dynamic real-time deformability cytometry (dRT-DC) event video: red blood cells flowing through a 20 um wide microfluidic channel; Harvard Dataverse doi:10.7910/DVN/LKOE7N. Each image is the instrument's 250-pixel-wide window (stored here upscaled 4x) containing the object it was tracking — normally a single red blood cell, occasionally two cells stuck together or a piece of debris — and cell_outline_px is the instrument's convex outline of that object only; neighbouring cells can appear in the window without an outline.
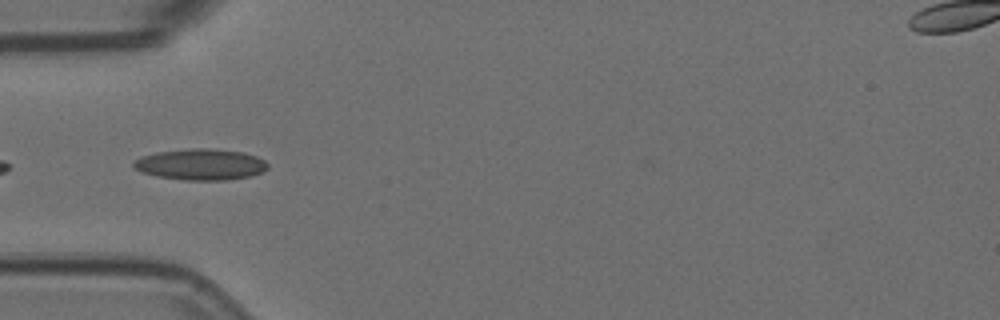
{"species": "Egyptian fruit bat (a non-hibernating species)", "species_latin": "Rousettus aegyptiacus", "temperature_condition": "room temperature", "stored_images_in_passage": 10, "camera_frame_rate_fps": 3000, "um_per_image_px": 0.085, "animal": {"sex": "female"}, "frame": {"image": 1, "passage_image": 4, "time_ms": 1.0, "image_size_px": [1000, 320], "cell_outline_px": [[268, 168], [264, 172], [252, 176], [224, 180], [184, 180], [156, 176], [140, 172], [132, 168], [132, 164], [140, 156], [156, 152], [188, 148], [208, 148], [244, 152], [256, 156], [264, 160], [268, 164]], "centroid_in_image_um": [17.05, 13.97], "position_along_channel_um": 68.0, "area_um2": 24.68}}
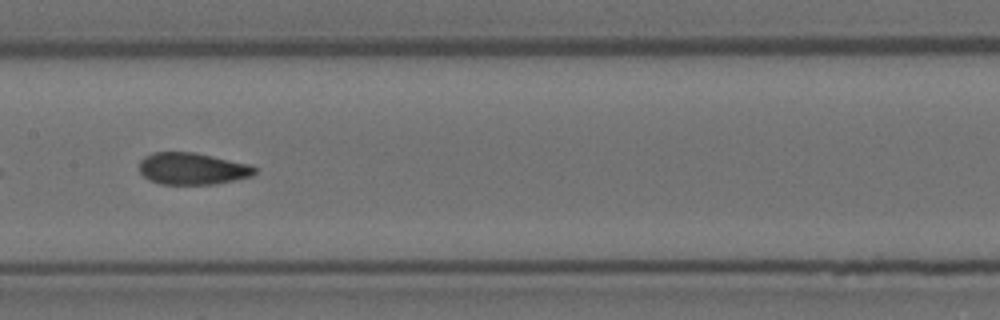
{"frame": {"image": 2, "passage_image": 7, "time_ms": 2.0, "image_size_px": [1000, 320], "cell_outline_px": [[256, 172], [252, 176], [216, 184], [160, 184], [148, 180], [140, 172], [140, 160], [144, 156], [152, 152], [196, 152], [252, 164], [256, 168]], "centroid_in_image_um": [16.36, 14.33], "position_along_channel_um": 191.0, "area_um2": 21.73}}
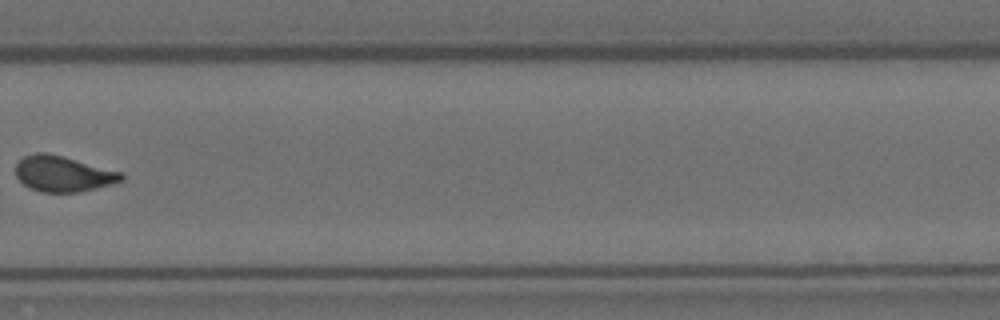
{"frame": {"image": 3, "passage_image": 10, "time_ms": 3.0, "image_size_px": [1000, 320], "cell_outline_px": [[124, 180], [80, 192], [40, 192], [24, 184], [16, 176], [16, 164], [24, 156], [36, 152], [44, 152], [64, 156], [124, 172]], "centroid_in_image_um": [5.38, 14.76], "position_along_channel_um": 324.4, "area_um2": 22.02}}